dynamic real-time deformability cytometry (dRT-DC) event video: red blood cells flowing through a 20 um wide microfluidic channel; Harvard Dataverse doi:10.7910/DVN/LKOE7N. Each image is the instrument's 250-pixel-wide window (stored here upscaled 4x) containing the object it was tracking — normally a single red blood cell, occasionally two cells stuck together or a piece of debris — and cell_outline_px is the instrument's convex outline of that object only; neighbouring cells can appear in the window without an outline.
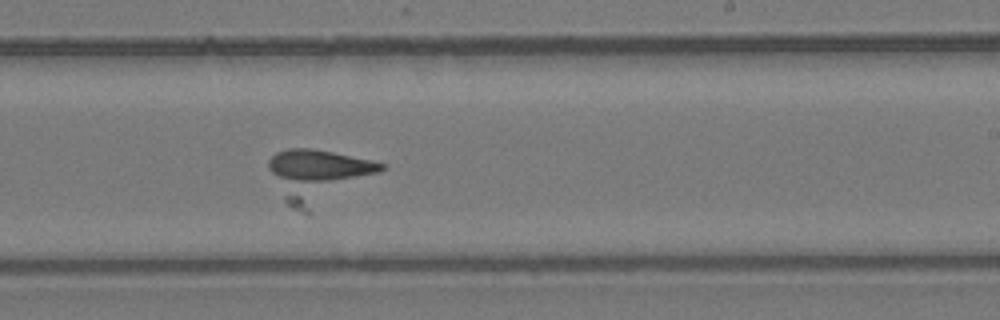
{"species": "common noctule bat (a hibernating species)", "species_latin": "Nyctalus noctula", "temperature_condition": "room temperature", "stored_images_in_passage": 16, "camera_frame_rate_fps": 3000, "um_per_image_px": 0.085, "animal": {"sex": "female", "body_mass_g": 24.6, "forearm_length_mm": 56.2}, "frame": {"image": 1, "passage_image": 15, "time_ms": 4.667, "image_size_px": [1000, 320], "cell_outline_px": [[388, 168], [308, 216], [292, 208], [284, 200], [268, 168], [268, 160], [276, 152], [288, 148], [308, 148], [332, 152], [368, 160], [384, 164]], "centroid_in_image_um": [27.04, 14.99], "position_along_channel_um": 262.0, "area_um2": 35.03}}